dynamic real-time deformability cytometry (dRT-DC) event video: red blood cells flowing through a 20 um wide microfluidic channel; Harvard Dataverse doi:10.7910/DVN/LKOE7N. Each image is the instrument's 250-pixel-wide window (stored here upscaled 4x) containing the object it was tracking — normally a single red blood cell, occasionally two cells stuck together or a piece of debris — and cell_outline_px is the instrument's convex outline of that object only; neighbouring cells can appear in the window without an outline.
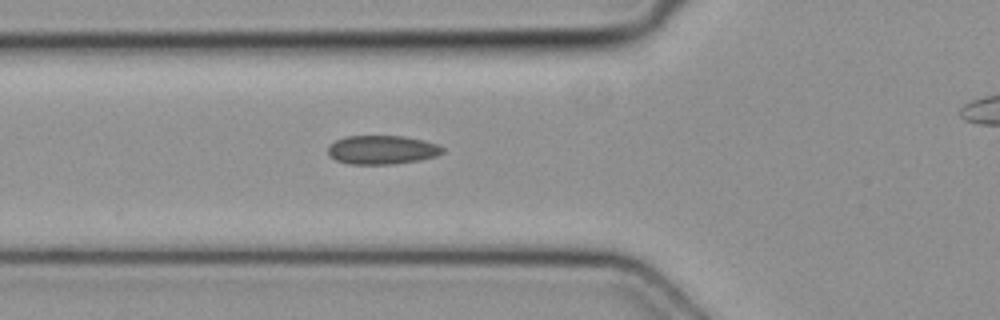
{"species": "common noctule bat (a hibernating species)", "species_latin": "Nyctalus noctula", "temperature_condition": "cold", "stored_images_in_passage": 4, "camera_frame_rate_fps": 3000, "um_per_image_px": 0.085, "animal": {"sex": "female", "body_mass_g": 19.3, "forearm_length_mm": 54.1}, "frame": {"image": 1, "passage_image": 3, "time_ms": 0.667, "image_size_px": [1000, 320], "cell_outline_px": [[444, 152], [436, 156], [420, 160], [396, 164], [348, 164], [336, 160], [328, 156], [328, 148], [336, 140], [344, 136], [404, 136], [424, 140], [436, 144], [444, 148]], "centroid_in_image_um": [32.48, 12.74], "position_along_channel_um": 93.3, "area_um2": 19.36}}